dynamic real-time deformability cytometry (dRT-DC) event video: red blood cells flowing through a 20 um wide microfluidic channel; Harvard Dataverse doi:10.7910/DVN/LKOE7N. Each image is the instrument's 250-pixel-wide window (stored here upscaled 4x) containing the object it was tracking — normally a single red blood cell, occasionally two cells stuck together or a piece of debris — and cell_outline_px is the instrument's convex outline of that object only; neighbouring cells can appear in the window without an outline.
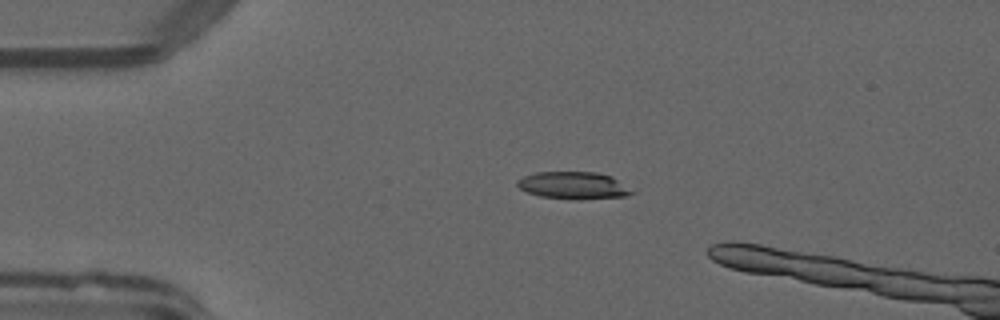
{"species": "common noctule bat (a hibernating species)", "species_latin": "Nyctalus noctula", "temperature_condition": "warm", "stored_images_in_passage": 5, "camera_frame_rate_fps": 3000, "um_per_image_px": 0.085, "animal": {"sex": "male", "forearm_length_mm": 52.5}, "frame": {"image": 1, "passage_image": 1, "time_ms": 0.0, "image_size_px": [1000, 320], "cell_outline_px": [[636, 192], [624, 196], [576, 200], [540, 196], [528, 192], [520, 188], [516, 184], [516, 180], [524, 176], [536, 172], [596, 172], [612, 176]], "centroid_in_image_um": [48.74, 15.76], "position_along_channel_um": 36.3, "area_um2": 18.21}}